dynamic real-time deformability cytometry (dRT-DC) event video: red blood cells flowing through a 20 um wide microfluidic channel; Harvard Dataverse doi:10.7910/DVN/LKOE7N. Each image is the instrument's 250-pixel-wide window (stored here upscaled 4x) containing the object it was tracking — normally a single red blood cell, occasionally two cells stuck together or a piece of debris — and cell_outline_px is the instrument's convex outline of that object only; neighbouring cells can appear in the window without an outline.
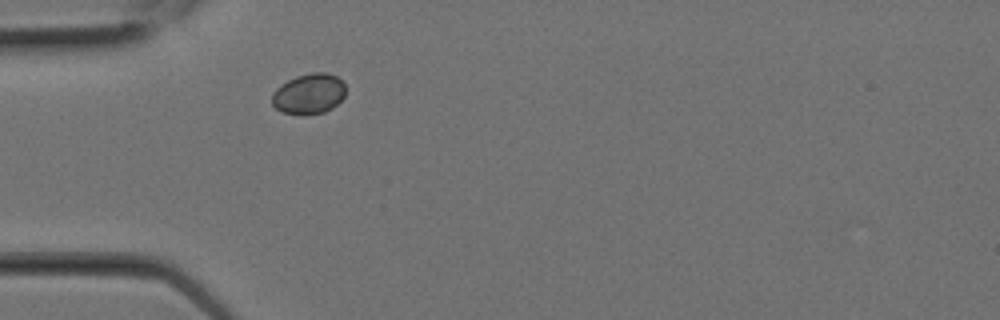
{"species": "Egyptian fruit bat (a non-hibernating species)", "species_latin": "Rousettus aegyptiacus", "temperature_condition": "room temperature", "stored_images_in_passage": 1, "camera_frame_rate_fps": 3000, "um_per_image_px": 0.085, "animal": {"sex": "female"}, "frame": {"image": 1, "passage_image": 1, "time_ms": 0.0, "image_size_px": [1000, 320], "cell_outline_px": [[344, 96], [332, 108], [324, 112], [304, 116], [280, 112], [272, 104], [272, 92], [280, 84], [296, 76], [312, 72], [328, 72], [336, 76], [344, 84]], "centroid_in_image_um": [26.22, 7.98], "position_along_channel_um": 58.8, "area_um2": 17.57}}